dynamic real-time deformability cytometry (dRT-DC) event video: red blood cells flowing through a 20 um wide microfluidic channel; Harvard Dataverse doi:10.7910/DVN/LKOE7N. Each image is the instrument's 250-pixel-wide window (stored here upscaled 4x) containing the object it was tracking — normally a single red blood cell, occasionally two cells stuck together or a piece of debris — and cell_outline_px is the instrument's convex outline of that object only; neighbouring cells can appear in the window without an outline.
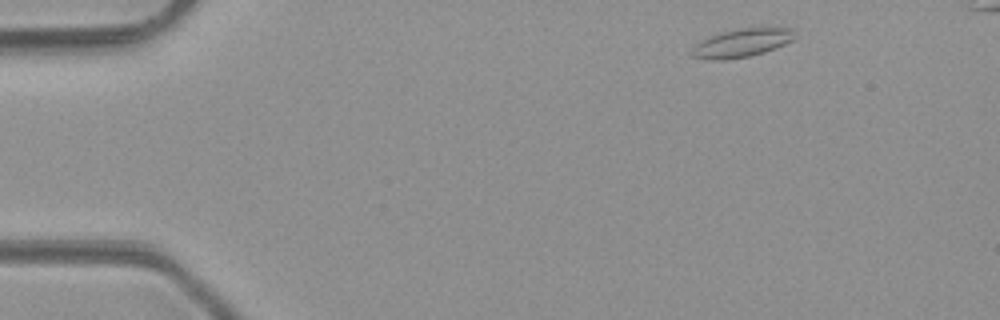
{"species": "common noctule bat (a hibernating species)", "species_latin": "Nyctalus noctula", "temperature_condition": "room temperature", "stored_images_in_passage": 4, "camera_frame_rate_fps": 3000, "um_per_image_px": 0.085, "animal": {"sex": "male", "body_mass_g": 23.1, "forearm_length_mm": 52.7}, "frame": {"image": 1, "passage_image": 1, "time_ms": 0.0, "image_size_px": [1000, 320], "cell_outline_px": [[800, 36], [776, 48], [764, 52], [748, 56], [724, 60], [708, 60], [692, 56], [688, 52], [700, 40], [724, 32], [744, 28], [792, 28]], "centroid_in_image_um": [63.07, 3.66], "position_along_channel_um": 21.9, "area_um2": 16.99}}